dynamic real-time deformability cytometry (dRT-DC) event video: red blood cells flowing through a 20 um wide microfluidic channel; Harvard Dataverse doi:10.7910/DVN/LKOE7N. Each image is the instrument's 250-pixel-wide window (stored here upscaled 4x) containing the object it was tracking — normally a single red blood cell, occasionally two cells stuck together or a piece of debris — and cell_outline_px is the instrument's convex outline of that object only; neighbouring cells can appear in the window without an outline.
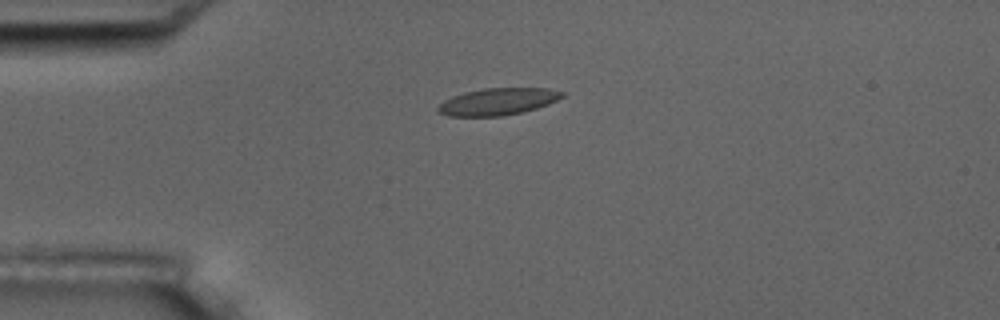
{"species": "common noctule bat (a hibernating species)", "species_latin": "Nyctalus noctula", "temperature_condition": "room temperature", "stored_images_in_passage": 5, "camera_frame_rate_fps": 3000, "um_per_image_px": 0.085, "animal": {"sex": "male", "body_mass_g": 17.5, "forearm_length_mm": 52.3}, "frame": {"image": 1, "passage_image": 4, "time_ms": 3.667, "image_size_px": [1000, 320], "cell_outline_px": [[564, 96], [548, 104], [536, 108], [520, 112], [500, 116], [448, 116], [440, 112], [436, 108], [444, 100], [452, 96], [464, 92], [484, 88], [548, 88], [564, 92]], "centroid_in_image_um": [42.3, 8.62], "position_along_channel_um": 42.7, "area_um2": 19.36}}